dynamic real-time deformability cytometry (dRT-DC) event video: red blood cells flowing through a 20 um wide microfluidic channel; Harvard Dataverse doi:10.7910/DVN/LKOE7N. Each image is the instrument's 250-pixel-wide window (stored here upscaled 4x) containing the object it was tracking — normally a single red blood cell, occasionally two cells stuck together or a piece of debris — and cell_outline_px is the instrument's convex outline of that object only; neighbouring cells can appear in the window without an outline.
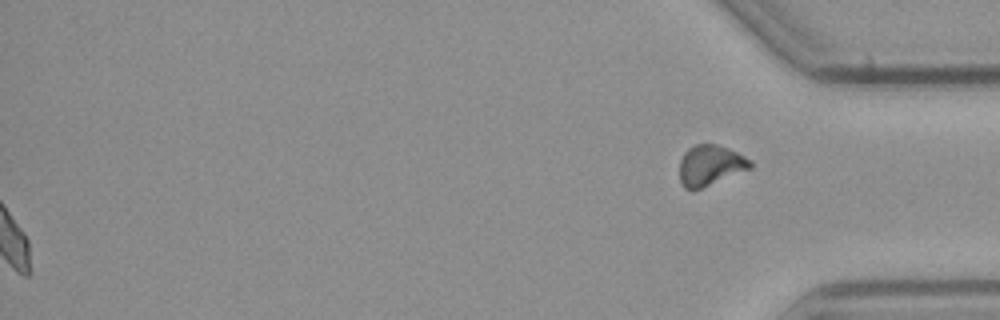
{"species": "common noctule bat (a hibernating species)", "species_latin": "Nyctalus noctula", "temperature_condition": "cold", "stored_images_in_passage": 39, "segment_of_instrument_passage": [2, 2], "camera_frame_rate_fps": 3000, "um_per_image_px": 0.085, "animal": {"sex": "male", "body_mass_g": 23.1, "forearm_length_mm": 52.7}, "frame": {"image": 1, "passage_image": 39, "time_ms": 12.667, "image_size_px": [1000, 320], "cell_outline_px": [[752, 168], [700, 188], [684, 188], [680, 180], [680, 160], [684, 152], [688, 148], [696, 144], [716, 144], [728, 148], [752, 160]], "centroid_in_image_um": [60.38, 14.02], "position_along_channel_um": 374.8, "area_um2": 16.47}}